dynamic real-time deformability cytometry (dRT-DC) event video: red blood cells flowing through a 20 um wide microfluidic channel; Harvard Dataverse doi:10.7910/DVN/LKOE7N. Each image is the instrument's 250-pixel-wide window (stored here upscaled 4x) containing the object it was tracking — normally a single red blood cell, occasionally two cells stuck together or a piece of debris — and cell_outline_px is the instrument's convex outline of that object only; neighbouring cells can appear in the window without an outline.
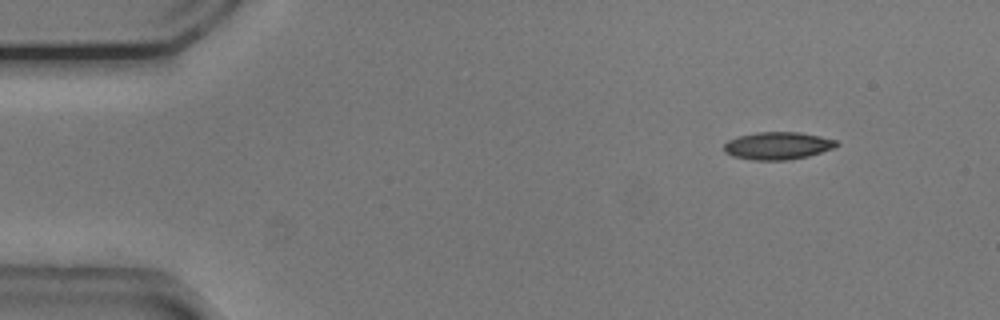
{"species": "common noctule bat (a hibernating species)", "species_latin": "Nyctalus noctula", "temperature_condition": "cold", "stored_images_in_passage": 49, "camera_frame_rate_fps": 3000, "um_per_image_px": 0.085, "animal": {"sex": "male", "body_mass_g": 20.5, "forearm_length_mm": 52.5}, "frame": {"image": 1, "passage_image": 1, "time_ms": 0.0, "image_size_px": [1000, 320], "cell_outline_px": [[840, 144], [832, 148], [808, 156], [788, 160], [752, 160], [732, 156], [724, 152], [724, 144], [728, 140], [736, 136], [756, 132], [800, 132], [820, 136], [836, 140]], "centroid_in_image_um": [66.07, 12.38], "position_along_channel_um": 18.9, "area_um2": 18.15}}
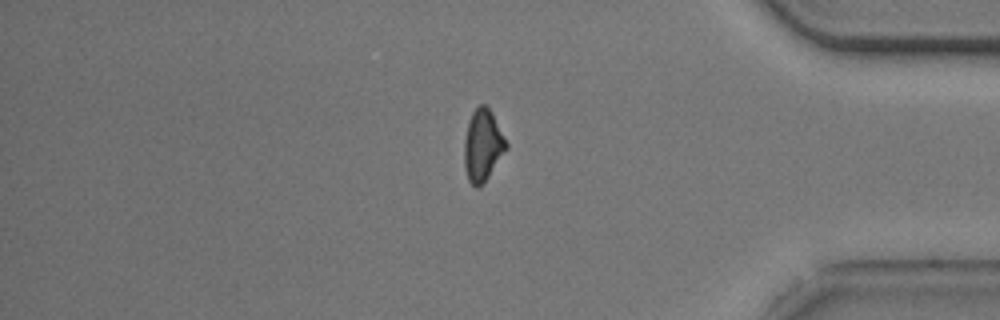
{"frame": {"image": 2, "passage_image": 40, "time_ms": 13.0, "image_size_px": [1000, 320], "cell_outline_px": [[508, 148], [488, 176], [476, 188], [468, 180], [464, 168], [464, 140], [468, 124], [472, 112], [480, 104], [484, 104], [492, 112], [508, 144]], "centroid_in_image_um": [41.03, 12.34], "position_along_channel_um": 394.2, "area_um2": 17.34}}
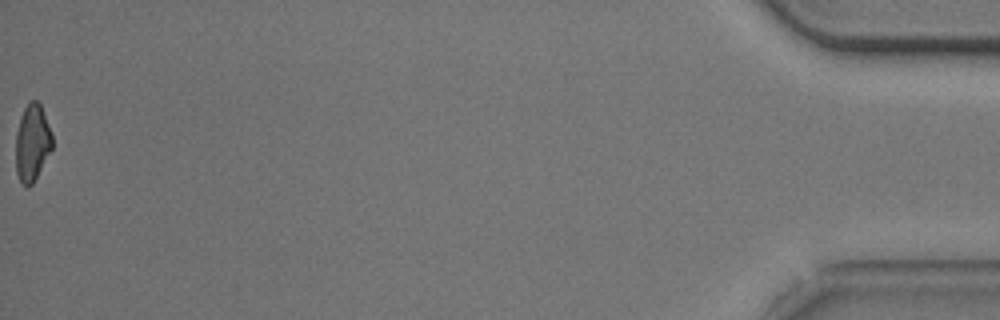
{"frame": {"image": 3, "passage_image": 49, "time_ms": 16.0, "image_size_px": [1000, 320], "cell_outline_px": [[52, 148], [32, 184], [24, 184], [20, 180], [16, 172], [16, 132], [20, 116], [24, 108], [32, 100], [36, 100], [40, 104], [52, 136]], "centroid_in_image_um": [2.72, 12.11], "position_along_channel_um": 432.5, "area_um2": 15.9}, "authors_computed_cell_mechanics": {"area_um2": 18.1492, "velocity_mm_per_s": 3.7592, "shape_relaxation_time_tau1_ms": 5.3226, "shape_relaxation_time_tau2_ms": 7.3486, "deformation_change_tau1": 0.1574, "deformation_change_tau2": 0.1659}}